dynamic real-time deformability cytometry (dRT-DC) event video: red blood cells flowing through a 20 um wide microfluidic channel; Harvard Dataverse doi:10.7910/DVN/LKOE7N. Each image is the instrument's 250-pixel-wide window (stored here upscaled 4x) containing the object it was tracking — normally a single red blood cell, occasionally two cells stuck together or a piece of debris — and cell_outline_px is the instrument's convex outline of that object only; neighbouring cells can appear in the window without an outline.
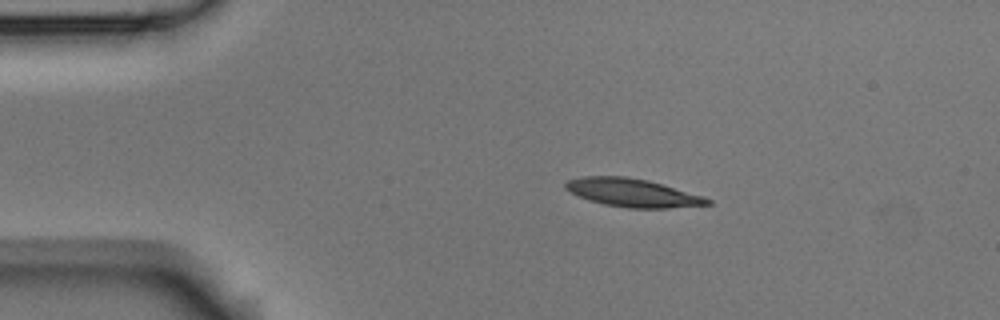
{"species": "Egyptian fruit bat (a non-hibernating species)", "species_latin": "Rousettus aegyptiacus", "temperature_condition": "room temperature", "stored_images_in_passage": 7, "camera_frame_rate_fps": 3000, "um_per_image_px": 0.085, "animal": {"sex": "male"}, "frame": {"image": 1, "passage_image": 2, "time_ms": 0.333, "image_size_px": [1000, 320], "cell_outline_px": [[712, 204], [668, 208], [628, 208], [604, 204], [588, 200], [564, 188], [564, 184], [568, 180], [584, 176], [624, 176], [648, 180], [704, 196], [712, 200]], "centroid_in_image_um": [53.79, 16.38], "position_along_channel_um": 31.2, "area_um2": 23.24}}
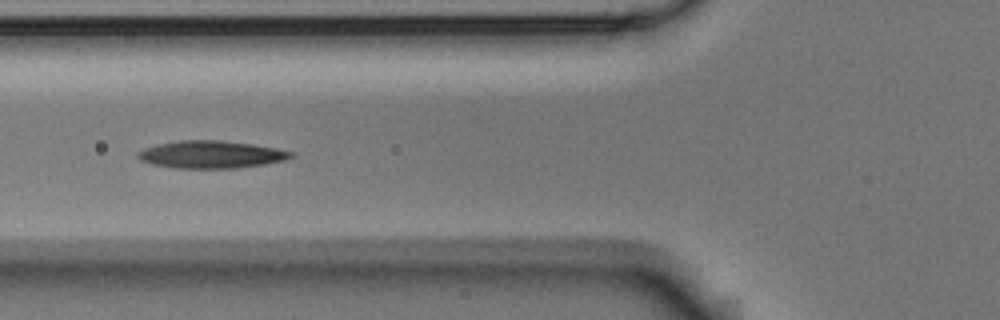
{"frame": {"image": 2, "passage_image": 5, "time_ms": 1.333, "image_size_px": [1000, 320], "cell_outline_px": [[292, 156], [284, 160], [264, 164], [236, 168], [172, 168], [152, 164], [140, 160], [136, 156], [144, 148], [160, 144], [180, 140], [220, 140], [252, 144], [292, 152]], "centroid_in_image_um": [17.89, 13.14], "position_along_channel_um": 107.9, "area_um2": 24.16}}
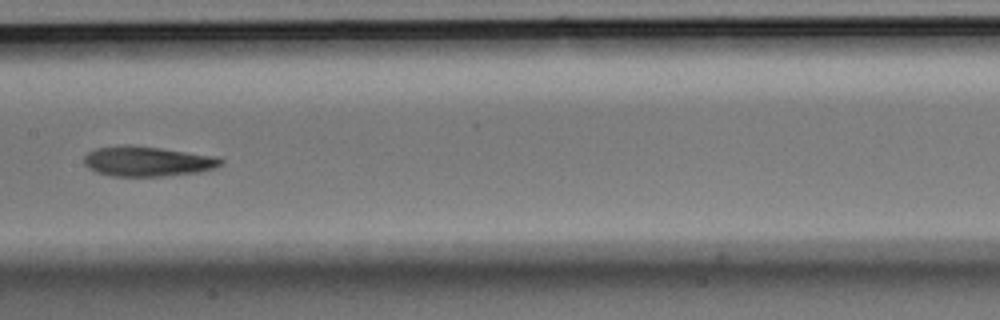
{"frame": {"image": 3, "passage_image": 7, "time_ms": 2.0, "image_size_px": [1000, 320], "cell_outline_px": [[224, 164], [200, 172], [164, 176], [112, 176], [96, 172], [88, 168], [84, 164], [84, 156], [88, 152], [96, 148], [120, 144], [128, 144], [160, 148], [220, 156], [224, 160]], "centroid_in_image_um": [12.54, 13.7], "position_along_channel_um": 194.9, "area_um2": 24.28}}